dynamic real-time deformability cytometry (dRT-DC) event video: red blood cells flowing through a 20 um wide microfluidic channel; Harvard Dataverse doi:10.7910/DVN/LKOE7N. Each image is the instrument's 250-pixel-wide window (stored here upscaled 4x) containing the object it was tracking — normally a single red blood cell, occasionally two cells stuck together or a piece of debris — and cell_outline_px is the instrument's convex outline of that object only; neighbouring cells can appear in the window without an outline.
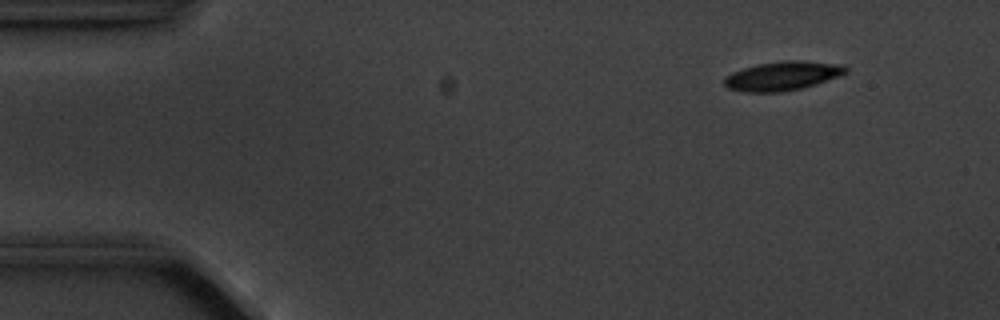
{"species": "common noctule bat (a hibernating species)", "species_latin": "Nyctalus noctula", "temperature_condition": "cold", "stored_images_in_passage": 5, "camera_frame_rate_fps": 3000, "um_per_image_px": 0.085, "animal": {"sex": "male", "body_mass_g": 20.1, "forearm_length_mm": 53.5}, "frame": {"image": 1, "passage_image": 2, "time_ms": 1.0, "image_size_px": [1000, 320], "cell_outline_px": [[848, 72], [816, 84], [800, 88], [780, 92], [744, 92], [728, 88], [724, 84], [724, 76], [732, 72], [756, 64], [784, 60], [804, 60], [844, 64], [848, 68]], "centroid_in_image_um": [66.52, 6.43], "position_along_channel_um": 18.5, "area_um2": 20.69}}